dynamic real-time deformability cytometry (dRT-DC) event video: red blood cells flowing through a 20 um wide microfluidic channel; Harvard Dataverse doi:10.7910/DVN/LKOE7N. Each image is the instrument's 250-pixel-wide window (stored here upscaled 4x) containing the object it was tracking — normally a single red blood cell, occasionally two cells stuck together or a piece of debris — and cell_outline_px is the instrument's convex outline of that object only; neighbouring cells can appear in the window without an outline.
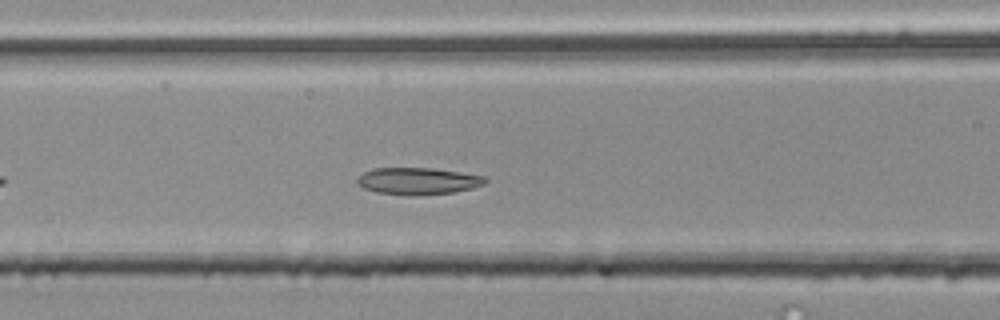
{"species": "common noctule bat (a hibernating species)", "species_latin": "Nyctalus noctula", "temperature_condition": "room temperature", "stored_images_in_passage": 23, "camera_frame_rate_fps": 3000, "um_per_image_px": 0.085, "animal": {"sex": "male", "body_mass_g": 20.4}, "frame": {"image": 1, "passage_image": 10, "time_ms": 3.0, "image_size_px": [1000, 320], "cell_outline_px": [[488, 180], [484, 184], [472, 188], [452, 192], [376, 192], [364, 188], [356, 180], [364, 172], [372, 168], [432, 168], [460, 172], [484, 176]], "centroid_in_image_um": [35.55, 15.32], "position_along_channel_um": 131.0, "area_um2": 18.84}}
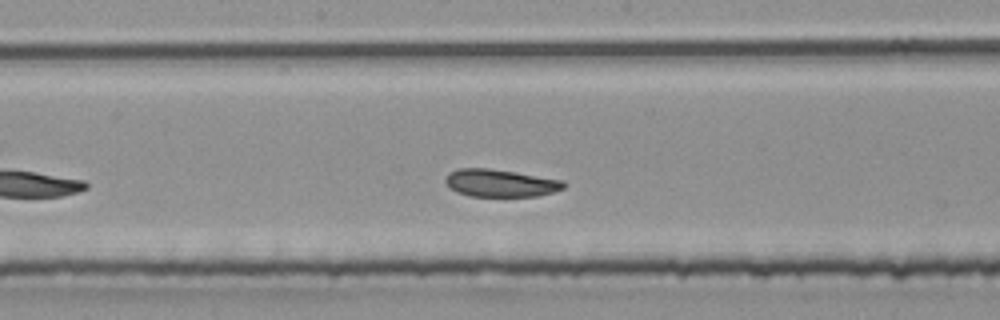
{"frame": {"image": 2, "passage_image": 16, "time_ms": 5.0, "image_size_px": [1000, 320], "cell_outline_px": [[564, 188], [552, 192], [536, 196], [468, 196], [456, 192], [444, 180], [448, 172], [456, 168], [488, 168], [516, 172], [564, 180]], "centroid_in_image_um": [42.5, 15.55], "position_along_channel_um": 205.7, "area_um2": 18.96}}
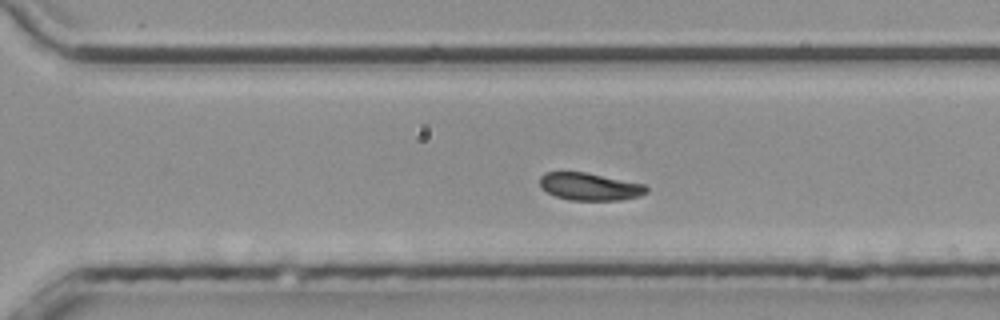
{"frame": {"image": 3, "passage_image": 22, "time_ms": 7.0, "image_size_px": [1000, 320], "cell_outline_px": [[648, 192], [640, 196], [620, 200], [568, 200], [556, 196], [540, 188], [540, 176], [544, 172], [584, 172], [644, 184], [648, 188]], "centroid_in_image_um": [50.11, 15.86], "position_along_channel_um": 320.5, "area_um2": 17.05}}